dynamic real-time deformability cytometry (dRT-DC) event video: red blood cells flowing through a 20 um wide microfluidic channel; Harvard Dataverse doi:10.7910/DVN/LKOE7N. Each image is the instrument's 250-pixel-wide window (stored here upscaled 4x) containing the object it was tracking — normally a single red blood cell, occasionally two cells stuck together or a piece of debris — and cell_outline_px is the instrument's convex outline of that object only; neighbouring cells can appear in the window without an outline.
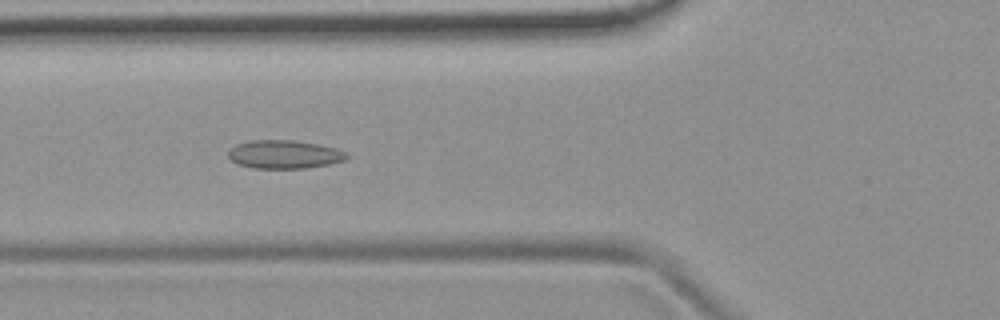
{"species": "common noctule bat (a hibernating species)", "species_latin": "Nyctalus noctula", "temperature_condition": "room temperature", "stored_images_in_passage": 46, "camera_frame_rate_fps": 3000, "um_per_image_px": 0.085, "animal": {"sex": "female", "body_mass_g": 19.9}, "frame": {"image": 1, "passage_image": 19, "time_ms": 6.0, "image_size_px": [1000, 320], "cell_outline_px": [[352, 156], [344, 160], [328, 164], [304, 168], [252, 168], [236, 164], [228, 156], [228, 152], [236, 144], [248, 140], [292, 140], [316, 144], [336, 148], [348, 152]], "centroid_in_image_um": [24.17, 13.12], "position_along_channel_um": 101.6, "area_um2": 19.65}}
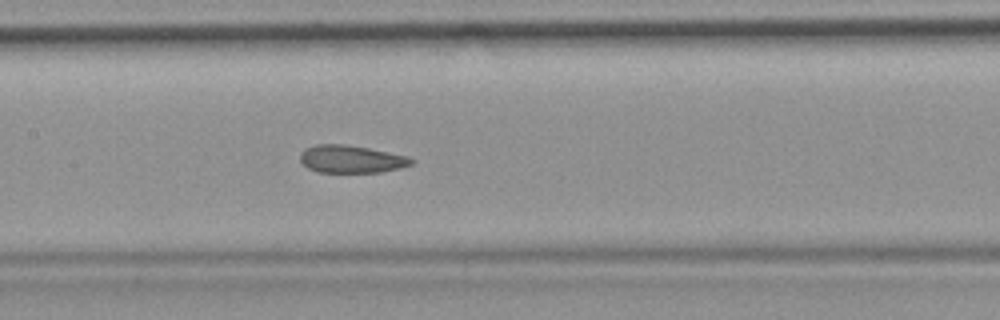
{"frame": {"image": 2, "passage_image": 25, "time_ms": 8.0, "image_size_px": [1000, 320], "cell_outline_px": [[416, 160], [412, 164], [400, 168], [380, 172], [316, 172], [308, 168], [300, 160], [300, 152], [304, 148], [316, 144], [344, 144], [368, 148], [408, 156]], "centroid_in_image_um": [29.84, 13.52], "position_along_channel_um": 177.6, "area_um2": 17.98}}
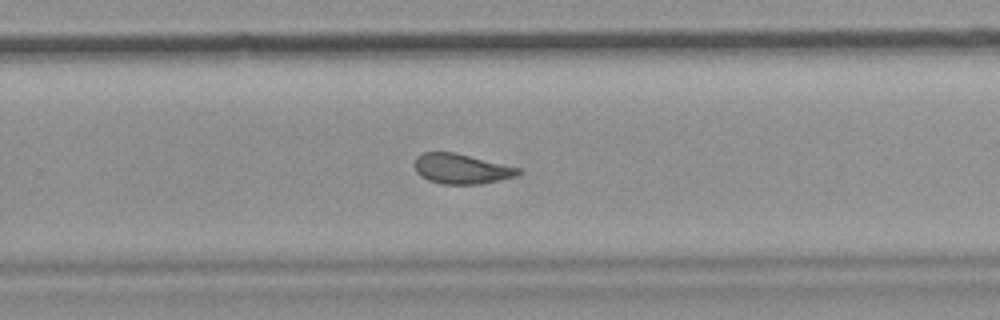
{"frame": {"image": 3, "passage_image": 34, "time_ms": 11.0, "image_size_px": [1000, 320], "cell_outline_px": [[520, 172], [516, 176], [500, 180], [480, 184], [440, 184], [428, 180], [420, 176], [416, 172], [416, 156], [424, 152], [456, 152], [520, 168]], "centroid_in_image_um": [39.21, 14.35], "position_along_channel_um": 290.6, "area_um2": 18.15}, "authors_computed_cell_mechanics": {"area_um2": 18.8717, "velocity_mm_per_s": 3.7846, "shape_relaxation_time_tau1_ms": null, "shape_relaxation_time_tau2_ms": 1.6509, "deformation_change_tau1": null, "deformation_change_tau2": 0.0878}}